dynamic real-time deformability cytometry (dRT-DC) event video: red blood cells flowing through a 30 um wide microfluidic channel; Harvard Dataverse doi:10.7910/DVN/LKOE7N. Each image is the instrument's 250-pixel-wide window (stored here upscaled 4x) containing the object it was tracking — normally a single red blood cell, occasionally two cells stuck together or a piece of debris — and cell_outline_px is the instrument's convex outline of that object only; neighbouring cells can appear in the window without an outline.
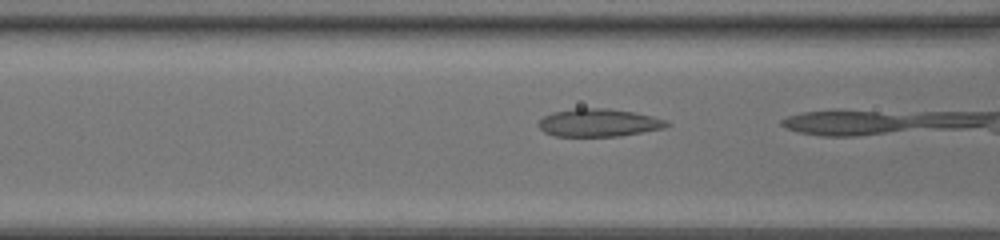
{"species": "common noctule bat (a hibernating species)", "species_latin": "Nyctalus noctula", "temperature_condition": "room temperature", "stored_images_in_passage": 10, "camera_frame_rate_fps": 3000, "um_per_image_px": 0.085, "animal": {"sex": "female", "body_mass_g": 20.0, "forearm_length_mm": 54.0}, "frame": {"image": 1, "passage_image": 9, "time_ms": 2.667, "image_size_px": [1000, 240], "cell_outline_px": [[672, 124], [664, 128], [620, 136], [552, 136], [544, 132], [536, 124], [544, 116], [552, 112], [576, 108], [608, 108], [636, 112], [668, 120]], "centroid_in_image_um": [50.9, 10.43], "position_along_channel_um": 115.7, "area_um2": 21.04}}